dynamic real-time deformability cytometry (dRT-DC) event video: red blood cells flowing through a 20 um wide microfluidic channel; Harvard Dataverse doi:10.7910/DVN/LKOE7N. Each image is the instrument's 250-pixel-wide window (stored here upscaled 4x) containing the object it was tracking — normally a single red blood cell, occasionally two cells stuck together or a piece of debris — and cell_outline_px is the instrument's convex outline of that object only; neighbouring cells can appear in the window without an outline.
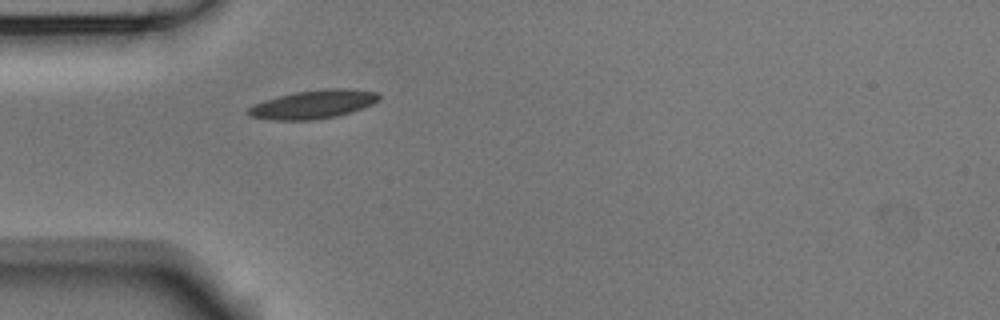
{"species": "Egyptian fruit bat (a non-hibernating species)", "species_latin": "Rousettus aegyptiacus", "temperature_condition": "room temperature", "stored_images_in_passage": 1, "camera_frame_rate_fps": 3000, "um_per_image_px": 0.085, "animal": {"sex": "male"}, "frame": {"image": 1, "passage_image": 1, "time_ms": 0.0, "image_size_px": [1000, 320], "cell_outline_px": [[380, 100], [372, 104], [352, 112], [336, 116], [312, 120], [272, 120], [252, 116], [244, 112], [252, 104], [276, 96], [296, 92], [324, 88], [348, 88], [376, 92], [380, 96]], "centroid_in_image_um": [26.61, 8.86], "position_along_channel_um": 58.4, "area_um2": 21.91}}